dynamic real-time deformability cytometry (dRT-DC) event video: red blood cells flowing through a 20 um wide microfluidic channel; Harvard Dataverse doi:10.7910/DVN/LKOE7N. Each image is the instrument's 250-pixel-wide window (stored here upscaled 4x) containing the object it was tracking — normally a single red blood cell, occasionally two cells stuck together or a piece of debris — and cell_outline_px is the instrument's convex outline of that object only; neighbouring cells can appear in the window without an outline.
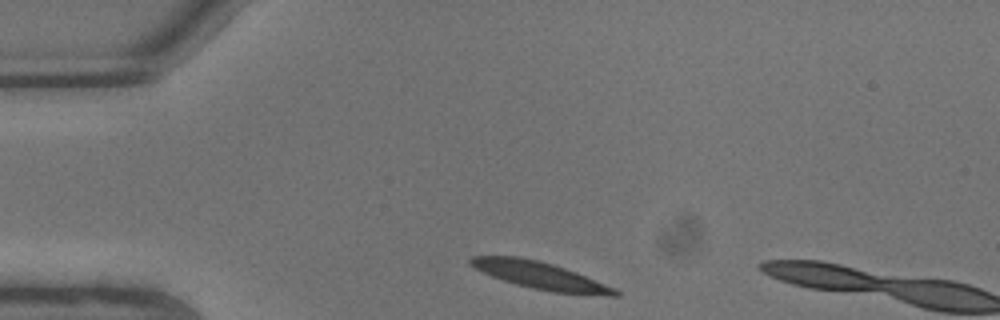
{"species": "common noctule bat (a hibernating species)", "species_latin": "Nyctalus noctula", "temperature_condition": "warm", "stored_images_in_passage": 2, "camera_frame_rate_fps": 3000, "um_per_image_px": 0.085, "animal": {"sex": "male", "body_mass_g": 13.3}, "frame": {"image": 1, "passage_image": 1, "time_ms": 0.0, "image_size_px": [1000, 320], "cell_outline_px": [[620, 296], [608, 296], [552, 292], [532, 288], [516, 284], [492, 276], [468, 264], [468, 260], [472, 256], [516, 256], [536, 260], [552, 264], [576, 272], [616, 288], [620, 292]], "centroid_in_image_um": [45.96, 23.43], "position_along_channel_um": 39.0, "area_um2": 22.77}}